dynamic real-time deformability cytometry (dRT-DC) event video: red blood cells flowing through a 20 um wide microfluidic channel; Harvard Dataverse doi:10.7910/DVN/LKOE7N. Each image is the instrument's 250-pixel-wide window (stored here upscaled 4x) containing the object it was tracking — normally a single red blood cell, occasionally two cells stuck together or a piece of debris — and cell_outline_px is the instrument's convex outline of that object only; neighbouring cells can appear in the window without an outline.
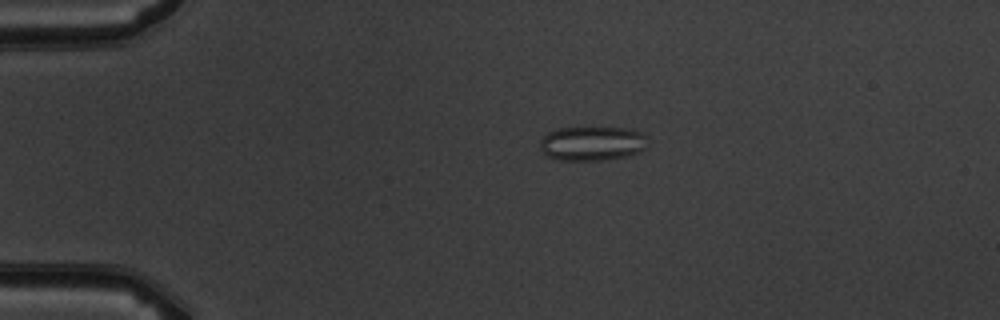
{"species": "common noctule bat (a hibernating species)", "species_latin": "Nyctalus noctula", "temperature_condition": "warm", "stored_images_in_passage": 6, "camera_frame_rate_fps": 3000, "um_per_image_px": 0.085, "animal": {"sex": "male", "body_mass_g": 19.5, "forearm_length_mm": 54.6}, "frame": {"image": 1, "passage_image": 3, "time_ms": 2.333, "image_size_px": [1000, 320], "cell_outline_px": [[648, 136], [644, 148], [640, 152], [628, 156], [604, 160], [556, 160], [548, 156], [540, 148], [540, 140], [548, 132], [556, 128], [628, 128], [644, 132]], "centroid_in_image_um": [50.36, 12.19], "position_along_channel_um": 34.6, "area_um2": 21.73}}
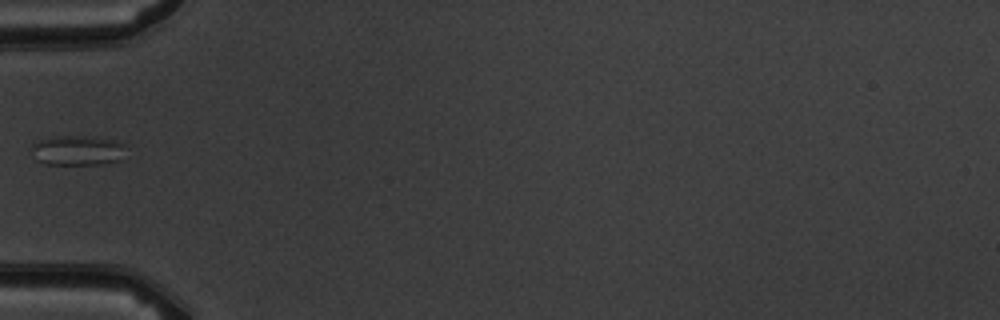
{"frame": {"image": 2, "passage_image": 5, "time_ms": 4.667, "image_size_px": [1000, 320], "cell_outline_px": [[128, 144], [120, 160], [100, 164], [44, 164], [36, 160], [32, 148], [32, 144], [40, 140], [64, 136], [112, 140]], "centroid_in_image_um": [6.61, 12.81], "position_along_channel_um": 78.4, "area_um2": 15.95}}